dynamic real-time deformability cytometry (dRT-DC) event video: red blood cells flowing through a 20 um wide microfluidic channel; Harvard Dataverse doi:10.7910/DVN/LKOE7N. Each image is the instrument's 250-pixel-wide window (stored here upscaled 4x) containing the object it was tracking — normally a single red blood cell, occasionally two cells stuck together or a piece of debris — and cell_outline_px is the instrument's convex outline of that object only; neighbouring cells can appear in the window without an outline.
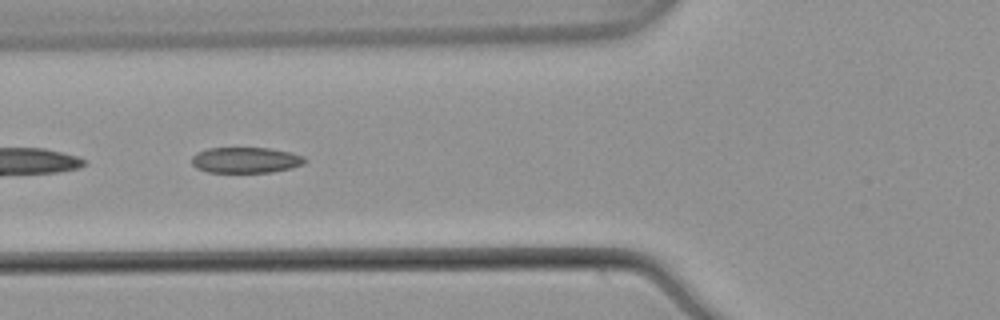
{"species": "common noctule bat (a hibernating species)", "species_latin": "Nyctalus noctula", "temperature_condition": "warm", "stored_images_in_passage": 7, "camera_frame_rate_fps": 3000, "um_per_image_px": 0.085, "animal": {"sex": "male", "body_mass_g": 21.5, "forearm_length_mm": 52.0}, "frame": {"image": 1, "passage_image": 4, "time_ms": 1.0, "image_size_px": [1000, 320], "cell_outline_px": [[308, 160], [304, 164], [292, 168], [272, 172], [208, 172], [196, 168], [192, 164], [192, 156], [196, 152], [208, 148], [268, 148], [292, 152], [304, 156]], "centroid_in_image_um": [20.91, 13.6], "position_along_channel_um": 104.9, "area_um2": 17.17}}